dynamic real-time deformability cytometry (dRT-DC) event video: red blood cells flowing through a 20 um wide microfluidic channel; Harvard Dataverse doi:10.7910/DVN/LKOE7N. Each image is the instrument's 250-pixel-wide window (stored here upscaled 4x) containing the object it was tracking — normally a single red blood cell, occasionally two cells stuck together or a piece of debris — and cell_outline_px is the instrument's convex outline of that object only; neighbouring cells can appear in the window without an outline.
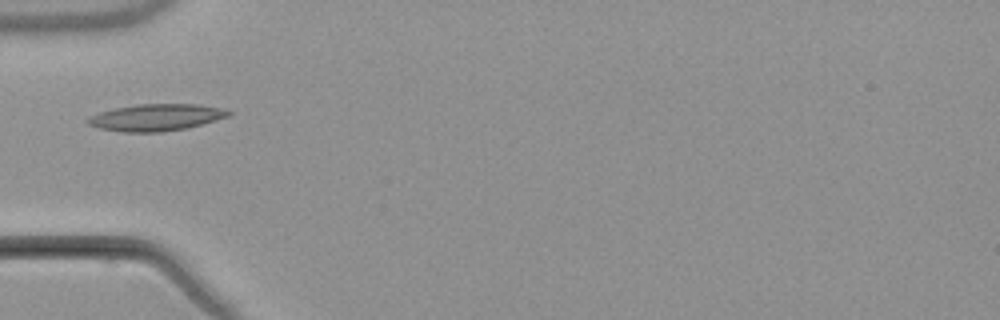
{"species": "common noctule bat (a hibernating species)", "species_latin": "Nyctalus noctula", "temperature_condition": "warm", "stored_images_in_passage": 4, "camera_frame_rate_fps": 3000, "um_per_image_px": 0.085, "animal": {"sex": "male", "body_mass_g": 21.5, "forearm_length_mm": 52.0}, "frame": {"image": 1, "passage_image": 4, "time_ms": 5.333, "image_size_px": [1000, 320], "cell_outline_px": [[232, 116], [188, 128], [160, 132], [124, 132], [96, 128], [88, 124], [84, 120], [88, 116], [112, 108], [140, 104], [196, 104], [224, 108], [232, 112]], "centroid_in_image_um": [13.27, 9.98], "position_along_channel_um": 71.7, "area_um2": 22.37}}